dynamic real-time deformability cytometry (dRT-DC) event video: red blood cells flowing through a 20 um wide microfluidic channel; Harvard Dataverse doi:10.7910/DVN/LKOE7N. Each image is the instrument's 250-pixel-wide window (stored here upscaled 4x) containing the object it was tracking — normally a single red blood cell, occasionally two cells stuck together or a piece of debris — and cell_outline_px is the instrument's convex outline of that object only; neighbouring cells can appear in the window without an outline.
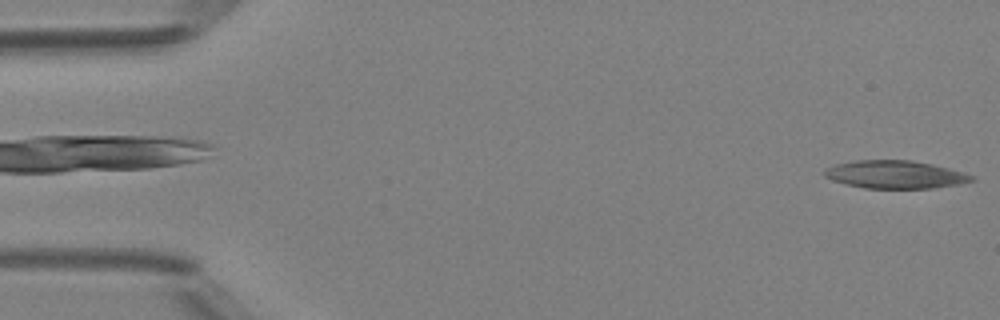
{"species": "Egyptian fruit bat (a non-hibernating species)", "species_latin": "Rousettus aegyptiacus", "temperature_condition": "room temperature", "stored_images_in_passage": 46, "camera_frame_rate_fps": 3000, "um_per_image_px": 0.085, "animal": {"sex": "female"}, "frame": {"image": 1, "passage_image": 1, "time_ms": 0.0, "image_size_px": [1000, 320], "cell_outline_px": [[976, 180], [956, 184], [932, 188], [864, 188], [832, 180], [824, 176], [824, 172], [828, 168], [836, 164], [856, 160], [912, 160], [932, 164], [964, 172], [976, 176]], "centroid_in_image_um": [76.13, 14.83], "position_along_channel_um": 8.9, "area_um2": 23.76}}
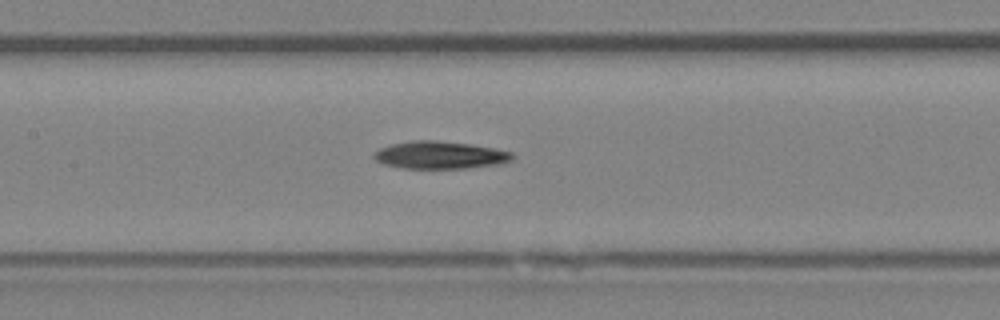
{"frame": {"image": 2, "passage_image": 23, "time_ms": 7.333, "image_size_px": [1000, 320], "cell_outline_px": [[512, 160], [500, 164], [468, 168], [404, 168], [384, 164], [376, 160], [372, 156], [380, 148], [392, 144], [412, 140], [436, 140], [472, 144], [496, 148], [512, 152]], "centroid_in_image_um": [37.42, 13.17], "position_along_channel_um": 170.0, "area_um2": 22.2}}
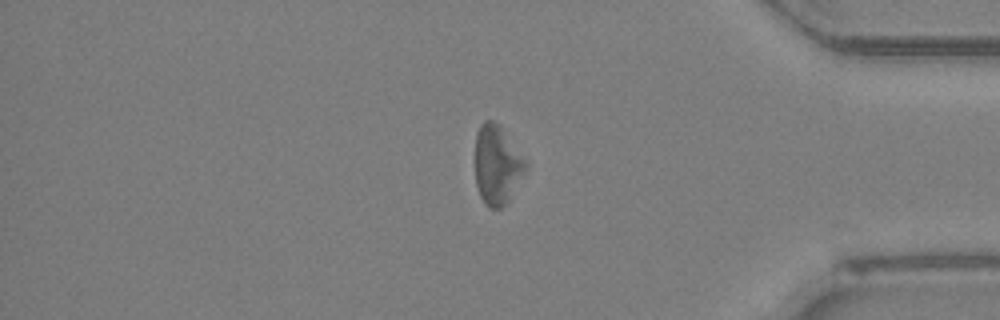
{"frame": {"image": 3, "passage_image": 41, "time_ms": 13.333, "image_size_px": [1000, 320], "cell_outline_px": [[528, 168], [508, 200], [500, 208], [488, 208], [484, 204], [480, 196], [476, 184], [476, 132], [480, 124], [484, 120], [492, 120], [500, 124], [528, 164]], "centroid_in_image_um": [42.25, 13.99], "position_along_channel_um": 393.0, "area_um2": 23.29}}